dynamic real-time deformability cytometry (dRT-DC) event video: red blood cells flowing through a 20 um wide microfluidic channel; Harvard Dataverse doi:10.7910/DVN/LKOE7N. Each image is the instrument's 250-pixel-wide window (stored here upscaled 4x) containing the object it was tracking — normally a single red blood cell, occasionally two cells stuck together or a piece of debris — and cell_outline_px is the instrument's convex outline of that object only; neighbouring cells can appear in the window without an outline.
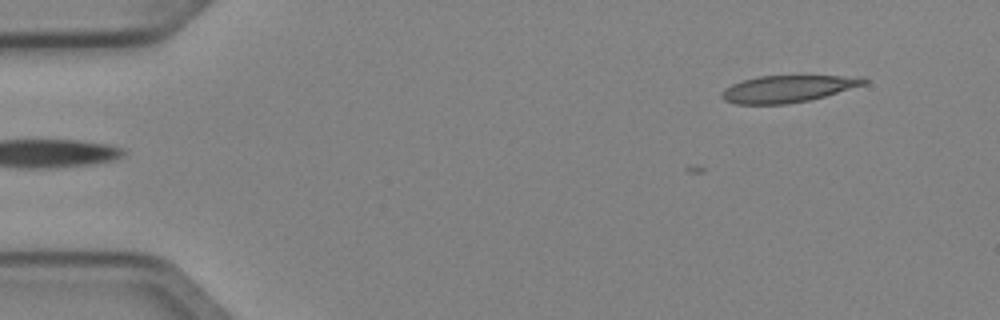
{"species": "Egyptian fruit bat (a non-hibernating species)", "species_latin": "Rousettus aegyptiacus", "temperature_condition": "cold", "stored_images_in_passage": 4, "camera_frame_rate_fps": 3000, "um_per_image_px": 0.085, "animal": {"sex": "female"}, "frame": {"image": 1, "passage_image": 4, "time_ms": 1.0, "image_size_px": [1000, 320], "cell_outline_px": [[868, 84], [824, 96], [808, 100], [788, 104], [736, 104], [724, 100], [720, 96], [720, 92], [724, 88], [732, 84], [744, 80], [760, 76], [860, 76], [868, 80]], "centroid_in_image_um": [66.96, 7.55], "position_along_channel_um": 18.0, "area_um2": 22.31}}